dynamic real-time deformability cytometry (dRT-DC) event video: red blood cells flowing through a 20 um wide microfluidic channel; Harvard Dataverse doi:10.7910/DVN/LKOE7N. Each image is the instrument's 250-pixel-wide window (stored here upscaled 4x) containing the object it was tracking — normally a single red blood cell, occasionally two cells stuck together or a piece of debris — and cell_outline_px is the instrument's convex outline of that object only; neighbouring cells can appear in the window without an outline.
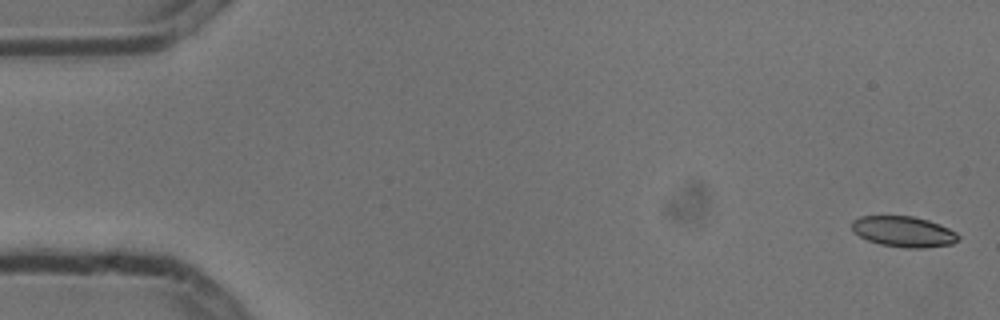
{"species": "common noctule bat (a hibernating species)", "species_latin": "Nyctalus noctula", "temperature_condition": "cold", "stored_images_in_passage": 4, "camera_frame_rate_fps": 3000, "um_per_image_px": 0.085, "animal": {"sex": "male", "body_mass_g": 13.3}, "frame": {"image": 1, "passage_image": 1, "time_ms": 0.0, "image_size_px": [1000, 320], "cell_outline_px": [[960, 240], [952, 244], [924, 248], [904, 248], [880, 244], [868, 240], [852, 232], [852, 220], [860, 216], [912, 216], [928, 220], [940, 224], [956, 232], [960, 236]], "centroid_in_image_um": [76.82, 19.69], "position_along_channel_um": 8.2, "area_um2": 19.19}}